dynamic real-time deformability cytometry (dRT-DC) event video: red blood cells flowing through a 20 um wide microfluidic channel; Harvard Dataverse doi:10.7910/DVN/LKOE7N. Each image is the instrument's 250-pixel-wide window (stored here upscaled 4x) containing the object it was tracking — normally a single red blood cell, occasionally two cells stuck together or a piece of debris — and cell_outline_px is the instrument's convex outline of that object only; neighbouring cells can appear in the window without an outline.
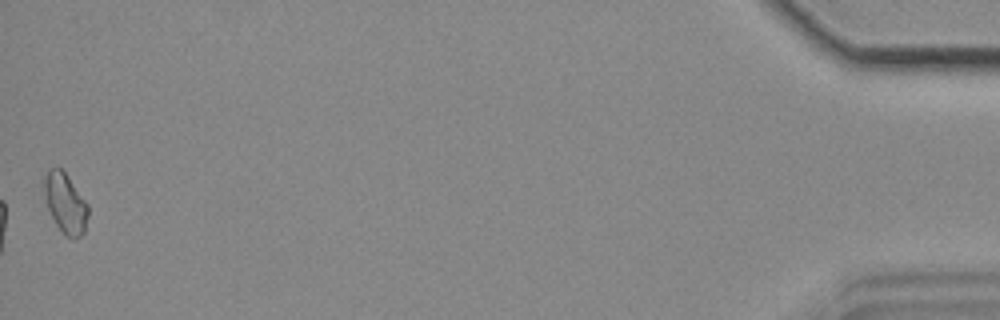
{"species": "common noctule bat (a hibernating species)", "species_latin": "Nyctalus noctula", "temperature_condition": "cold", "stored_images_in_passage": 50, "camera_frame_rate_fps": 3000, "um_per_image_px": 0.085, "animal": {"sex": "female", "body_mass_g": 18.4}, "frame": {"image": 1, "passage_image": 50, "time_ms": 16.333, "image_size_px": [1000, 320], "cell_outline_px": [[88, 216], [84, 232], [80, 236], [72, 240], [64, 236], [56, 224], [48, 208], [44, 192], [44, 176], [48, 168], [60, 168], [68, 176], [88, 204]], "centroid_in_image_um": [5.56, 17.29], "position_along_channel_um": 429.6, "area_um2": 15.37}}